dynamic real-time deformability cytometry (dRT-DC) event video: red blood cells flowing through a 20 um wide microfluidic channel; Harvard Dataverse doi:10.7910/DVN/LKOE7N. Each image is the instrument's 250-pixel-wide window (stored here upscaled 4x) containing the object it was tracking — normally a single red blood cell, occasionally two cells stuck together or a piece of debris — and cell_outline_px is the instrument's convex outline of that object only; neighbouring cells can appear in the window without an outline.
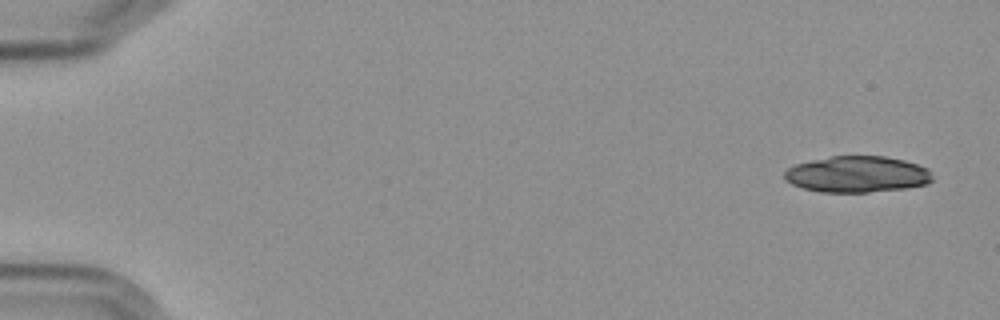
{"species": "Egyptian fruit bat (a non-hibernating species)", "species_latin": "Rousettus aegyptiacus", "temperature_condition": "cold", "stored_images_in_passage": 6, "camera_frame_rate_fps": 3000, "um_per_image_px": 0.085, "frame": {"image": 1, "passage_image": 1, "time_ms": 0.0, "image_size_px": [1000, 320], "cell_outline_px": [[932, 180], [928, 184], [908, 188], [868, 192], [820, 192], [804, 188], [792, 184], [784, 176], [784, 172], [788, 168], [796, 164], [812, 160], [832, 156], [884, 156], [904, 160], [928, 168], [932, 172]], "centroid_in_image_um": [72.9, 14.82], "position_along_channel_um": 12.1, "area_um2": 31.27}}